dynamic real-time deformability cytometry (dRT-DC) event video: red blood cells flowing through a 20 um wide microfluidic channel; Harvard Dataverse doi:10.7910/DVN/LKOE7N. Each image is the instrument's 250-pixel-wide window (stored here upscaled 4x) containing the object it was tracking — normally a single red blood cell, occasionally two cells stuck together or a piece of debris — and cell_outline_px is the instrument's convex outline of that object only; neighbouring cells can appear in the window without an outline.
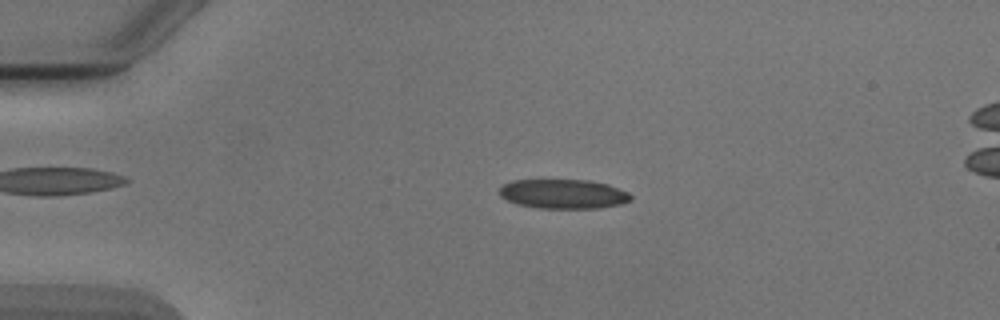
{"species": "Egyptian fruit bat (a non-hibernating species)", "species_latin": "Rousettus aegyptiacus", "temperature_condition": "cold", "stored_images_in_passage": 5, "camera_frame_rate_fps": 3000, "um_per_image_px": 0.085, "animal": {"sex": "male"}, "frame": {"image": 1, "passage_image": 3, "time_ms": 3.0, "image_size_px": [1000, 320], "cell_outline_px": [[632, 200], [620, 204], [600, 208], [540, 208], [516, 204], [500, 196], [496, 192], [504, 184], [512, 180], [588, 180], [608, 184], [628, 192], [632, 196]], "centroid_in_image_um": [47.87, 16.48], "position_along_channel_um": 37.1, "area_um2": 22.6}}